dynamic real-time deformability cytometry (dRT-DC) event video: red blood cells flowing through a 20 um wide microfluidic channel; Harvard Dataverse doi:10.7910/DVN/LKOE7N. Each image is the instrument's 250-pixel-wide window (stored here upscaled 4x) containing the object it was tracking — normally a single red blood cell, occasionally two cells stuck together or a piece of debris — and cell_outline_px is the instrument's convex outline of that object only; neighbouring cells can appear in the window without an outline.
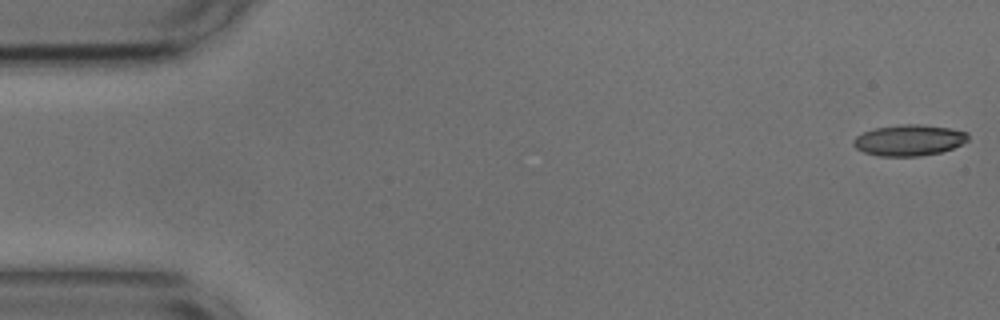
{"species": "common noctule bat (a hibernating species)", "species_latin": "Nyctalus noctula", "temperature_condition": "cold", "stored_images_in_passage": 54, "camera_frame_rate_fps": 3000, "um_per_image_px": 0.085, "animal": {"sex": "male", "body_mass_g": 17.9, "forearm_length_mm": 54.2}, "frame": {"image": 1, "passage_image": 1, "time_ms": 0.0, "image_size_px": [1000, 320], "cell_outline_px": [[968, 140], [952, 148], [940, 152], [920, 156], [876, 156], [864, 152], [856, 148], [852, 144], [852, 140], [856, 136], [864, 132], [876, 128], [900, 124], [920, 124], [948, 128], [968, 132]], "centroid_in_image_um": [77.24, 11.92], "position_along_channel_um": 7.8, "area_um2": 20.69}}
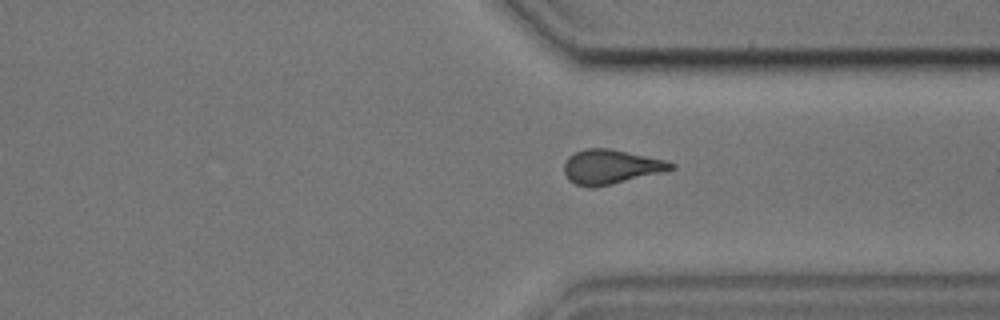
{"frame": {"image": 2, "passage_image": 40, "time_ms": 13.0, "image_size_px": [1000, 320], "cell_outline_px": [[676, 168], [664, 172], [612, 184], [576, 184], [568, 180], [564, 172], [564, 164], [568, 156], [576, 152], [588, 148], [608, 148], [664, 160], [676, 164]], "centroid_in_image_um": [51.95, 14.15], "position_along_channel_um": 359.4, "area_um2": 20.81}}
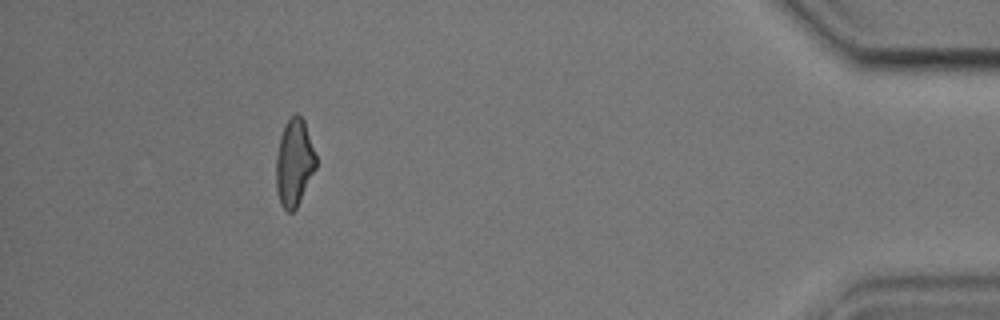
{"frame": {"image": 3, "passage_image": 49, "time_ms": 16.0, "image_size_px": [1000, 320], "cell_outline_px": [[316, 168], [296, 208], [292, 212], [288, 212], [280, 204], [276, 192], [276, 156], [280, 136], [284, 124], [296, 112], [304, 120], [316, 156]], "centroid_in_image_um": [24.99, 13.83], "position_along_channel_um": 410.2, "area_um2": 20.23}, "authors_computed_cell_mechanics": {"area_um2": 20.8947, "velocity_mm_per_s": 3.6745, "shape_relaxation_time_tau1_ms": 10.1887, "shape_relaxation_time_tau2_ms": 2.5385, "deformation_change_tau1": 0.2162, "deformation_change_tau2": 0.1117}}